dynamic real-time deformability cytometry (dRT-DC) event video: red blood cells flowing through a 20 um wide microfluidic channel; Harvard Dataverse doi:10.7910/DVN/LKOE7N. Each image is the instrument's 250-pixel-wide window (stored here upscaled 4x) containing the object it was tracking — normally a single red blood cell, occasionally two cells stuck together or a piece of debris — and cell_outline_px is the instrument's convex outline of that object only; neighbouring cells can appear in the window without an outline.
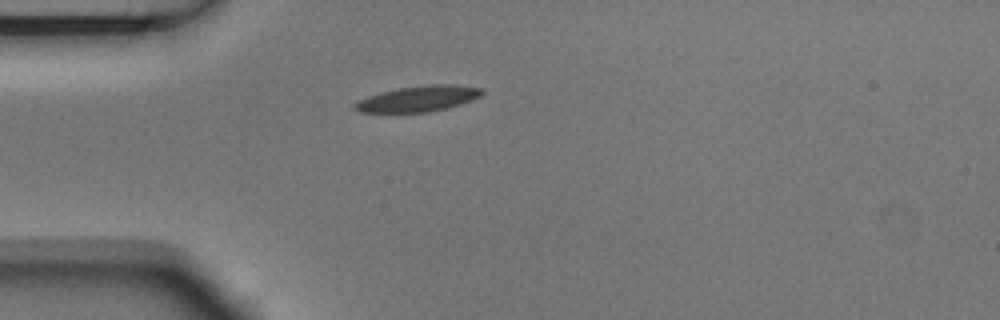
{"species": "Egyptian fruit bat (a non-hibernating species)", "species_latin": "Rousettus aegyptiacus", "temperature_condition": "room temperature", "stored_images_in_passage": 1, "camera_frame_rate_fps": 3000, "um_per_image_px": 0.085, "animal": {"sex": "male"}, "frame": {"image": 1, "passage_image": 1, "time_ms": 0.0, "image_size_px": [1000, 320], "cell_outline_px": [[484, 92], [480, 96], [472, 100], [448, 108], [428, 112], [360, 112], [352, 108], [352, 104], [368, 96], [380, 92], [400, 88], [432, 84], [452, 84], [484, 88]], "centroid_in_image_um": [35.57, 8.39], "position_along_channel_um": 49.4, "area_um2": 19.07}}